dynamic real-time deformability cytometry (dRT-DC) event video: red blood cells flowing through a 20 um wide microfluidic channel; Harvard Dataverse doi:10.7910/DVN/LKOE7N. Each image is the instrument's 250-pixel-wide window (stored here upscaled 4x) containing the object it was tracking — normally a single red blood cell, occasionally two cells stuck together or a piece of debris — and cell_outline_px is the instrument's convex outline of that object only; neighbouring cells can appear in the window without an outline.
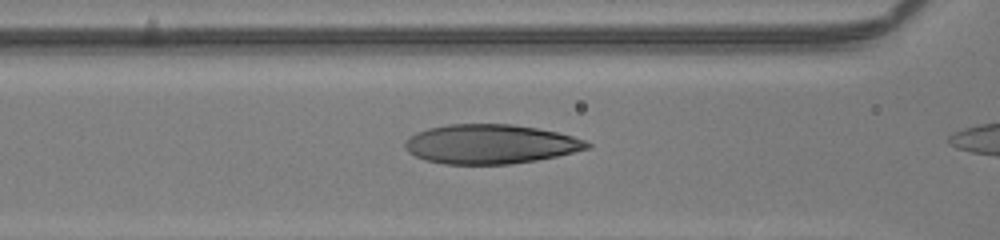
{"species": "human", "species_latin": "Homo sapiens", "temperature_condition": "room temperature", "stored_images_in_passage": 8, "camera_frame_rate_fps": 3000, "um_per_image_px": 0.085, "donor": {"sex": "male"}, "frame": {"image": 1, "passage_image": 6, "time_ms": 1.667, "image_size_px": [1000, 240], "cell_outline_px": [[592, 144], [588, 148], [556, 156], [536, 160], [508, 164], [444, 164], [424, 160], [408, 152], [404, 148], [404, 140], [408, 136], [416, 132], [428, 128], [448, 124], [512, 124], [536, 128], [556, 132], [572, 136], [584, 140]], "centroid_in_image_um": [41.61, 12.24], "position_along_channel_um": 125.0, "area_um2": 41.73}}